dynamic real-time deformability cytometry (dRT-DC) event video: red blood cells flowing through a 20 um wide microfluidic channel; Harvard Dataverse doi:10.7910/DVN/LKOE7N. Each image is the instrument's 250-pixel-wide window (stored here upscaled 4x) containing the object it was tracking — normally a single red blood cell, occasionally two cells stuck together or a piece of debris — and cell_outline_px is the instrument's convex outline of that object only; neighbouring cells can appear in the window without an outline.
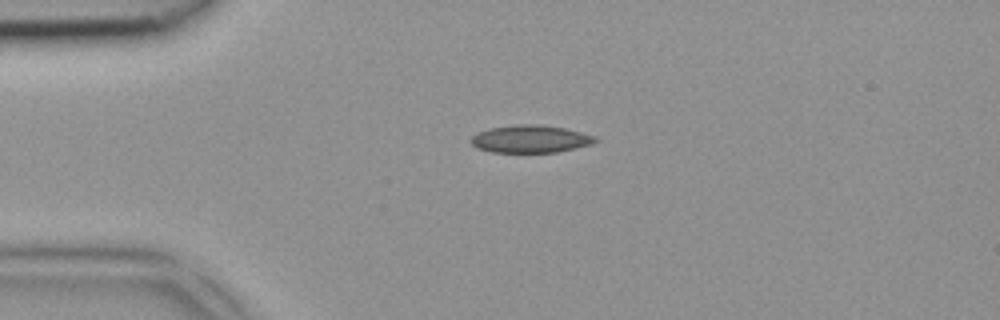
{"species": "common noctule bat (a hibernating species)", "species_latin": "Nyctalus noctula", "temperature_condition": "room temperature", "stored_images_in_passage": 2, "camera_frame_rate_fps": 3000, "um_per_image_px": 0.085, "animal": {"sex": "female", "body_mass_g": 18.4}, "frame": {"image": 1, "passage_image": 1, "time_ms": 0.0, "image_size_px": [1000, 320], "cell_outline_px": [[600, 140], [592, 144], [576, 148], [556, 152], [492, 152], [476, 148], [468, 140], [476, 132], [488, 128], [520, 124], [540, 124], [564, 128], [596, 136]], "centroid_in_image_um": [45.07, 11.81], "position_along_channel_um": 39.9, "area_um2": 20.17}}
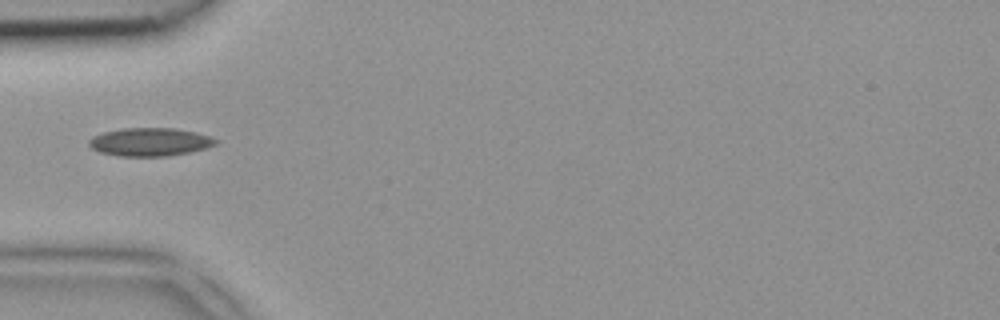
{"frame": {"image": 2, "passage_image": 2, "time_ms": 0.333, "image_size_px": [1000, 320], "cell_outline_px": [[220, 140], [216, 144], [208, 148], [168, 156], [120, 156], [100, 152], [92, 148], [88, 144], [88, 140], [92, 136], [104, 132], [124, 128], [172, 128], [196, 132]], "centroid_in_image_um": [12.75, 12.06], "position_along_channel_um": 72.2, "area_um2": 20.81}}